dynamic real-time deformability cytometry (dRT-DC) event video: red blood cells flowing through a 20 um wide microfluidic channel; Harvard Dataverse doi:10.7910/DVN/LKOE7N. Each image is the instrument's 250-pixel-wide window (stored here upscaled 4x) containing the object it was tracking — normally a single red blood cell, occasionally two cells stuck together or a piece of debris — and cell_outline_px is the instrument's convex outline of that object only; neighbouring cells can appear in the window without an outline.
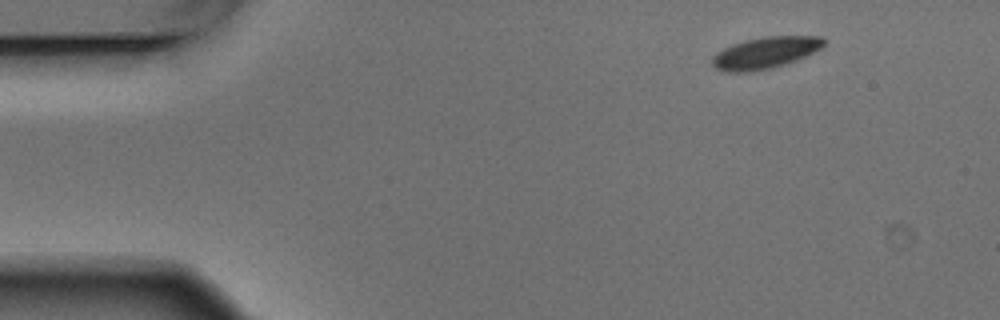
{"species": "Egyptian fruit bat (a non-hibernating species)", "species_latin": "Rousettus aegyptiacus", "temperature_condition": "warm", "stored_images_in_passage": 3, "camera_frame_rate_fps": 3000, "um_per_image_px": 0.085, "animal": {"sex": "male"}, "frame": {"image": 1, "passage_image": 1, "time_ms": 0.0, "image_size_px": [1000, 320], "cell_outline_px": [[824, 44], [820, 48], [796, 60], [772, 68], [752, 72], [728, 72], [716, 68], [712, 64], [712, 56], [716, 52], [732, 44], [744, 40], [764, 36], [824, 36]], "centroid_in_image_um": [65.01, 4.48], "position_along_channel_um": 20.0, "area_um2": 20.52}}
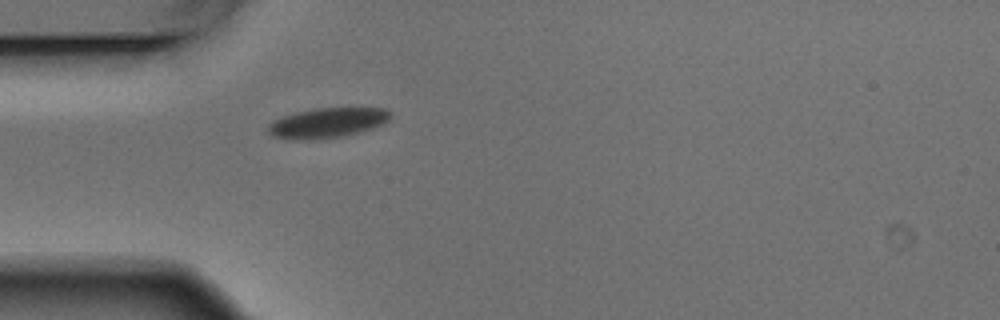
{"frame": {"image": 2, "passage_image": 3, "time_ms": 0.667, "image_size_px": [1000, 320], "cell_outline_px": [[392, 116], [388, 120], [380, 124], [356, 132], [340, 136], [312, 140], [288, 140], [272, 136], [268, 132], [268, 124], [272, 120], [296, 112], [316, 108], [388, 108], [392, 112]], "centroid_in_image_um": [27.76, 10.43], "position_along_channel_um": 57.2, "area_um2": 21.27}}